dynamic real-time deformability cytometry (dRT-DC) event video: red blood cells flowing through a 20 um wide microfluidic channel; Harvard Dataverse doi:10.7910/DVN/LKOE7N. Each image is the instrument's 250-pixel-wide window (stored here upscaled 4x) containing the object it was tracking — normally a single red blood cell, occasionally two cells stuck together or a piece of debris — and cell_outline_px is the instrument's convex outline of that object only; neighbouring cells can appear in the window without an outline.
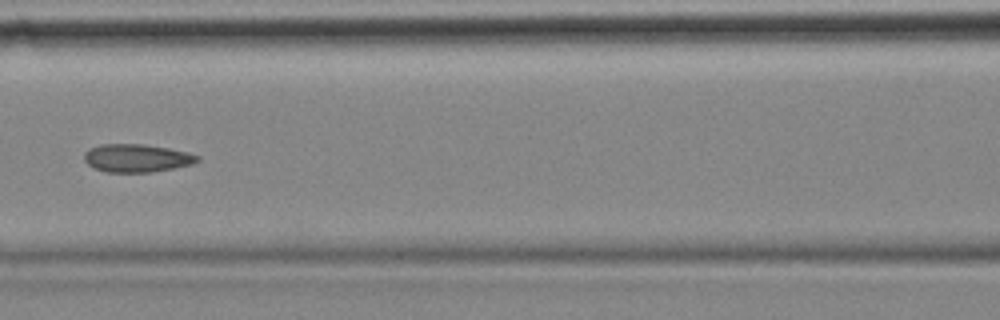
{"species": "common noctule bat (a hibernating species)", "species_latin": "Nyctalus noctula", "temperature_condition": "cold", "stored_images_in_passage": 11, "camera_frame_rate_fps": 3000, "um_per_image_px": 0.085, "animal": {"sex": "female", "body_mass_g": 18.4}, "frame": {"image": 1, "passage_image": 7, "time_ms": 2.0, "image_size_px": [1000, 320], "cell_outline_px": [[200, 160], [192, 164], [176, 168], [152, 172], [108, 172], [96, 168], [88, 164], [84, 160], [84, 152], [88, 148], [100, 144], [144, 144], [168, 148], [188, 152], [200, 156]], "centroid_in_image_um": [11.64, 13.43], "position_along_channel_um": 155.0, "area_um2": 18.61}}
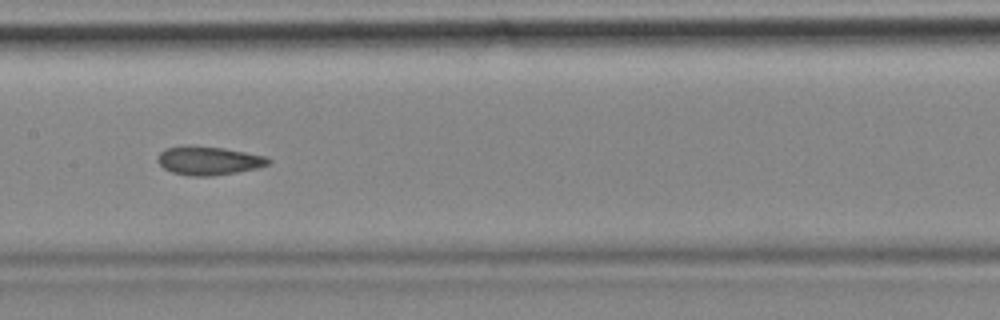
{"frame": {"image": 2, "passage_image": 8, "time_ms": 2.333, "image_size_px": [1000, 320], "cell_outline_px": [[272, 160], [268, 164], [256, 168], [236, 172], [212, 176], [188, 176], [172, 172], [164, 168], [156, 160], [156, 156], [164, 148], [188, 144], [224, 148], [264, 156]], "centroid_in_image_um": [17.66, 13.64], "position_along_channel_um": 189.7, "area_um2": 18.61}}